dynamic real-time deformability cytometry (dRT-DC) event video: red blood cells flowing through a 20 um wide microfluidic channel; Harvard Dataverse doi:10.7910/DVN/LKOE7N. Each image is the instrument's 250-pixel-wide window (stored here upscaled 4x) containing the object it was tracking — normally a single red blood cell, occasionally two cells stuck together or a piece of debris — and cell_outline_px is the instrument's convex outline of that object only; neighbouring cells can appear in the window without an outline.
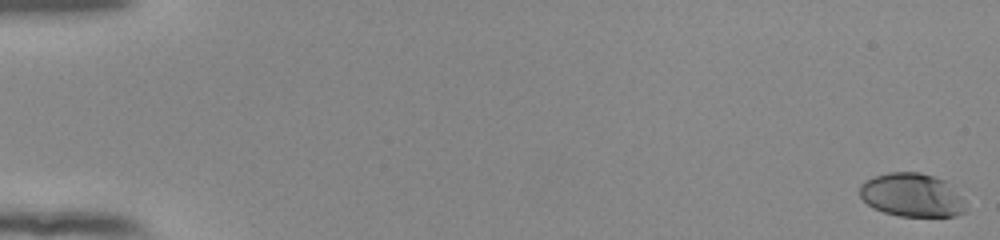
{"species": "human", "species_latin": "Homo sapiens", "temperature_condition": "room temperature", "stored_images_in_passage": 55, "camera_frame_rate_fps": 3000, "um_per_image_px": 0.085, "donor": {"sex": "female"}, "frame": {"image": 1, "passage_image": 1, "time_ms": 0.0, "image_size_px": [1000, 240], "cell_outline_px": [[968, 212], [956, 216], [900, 216], [884, 212], [868, 204], [860, 196], [860, 184], [864, 180], [872, 176], [888, 172], [920, 172], [944, 180], [964, 200]], "centroid_in_image_um": [77.51, 16.58], "position_along_channel_um": 7.5, "area_um2": 26.93}}
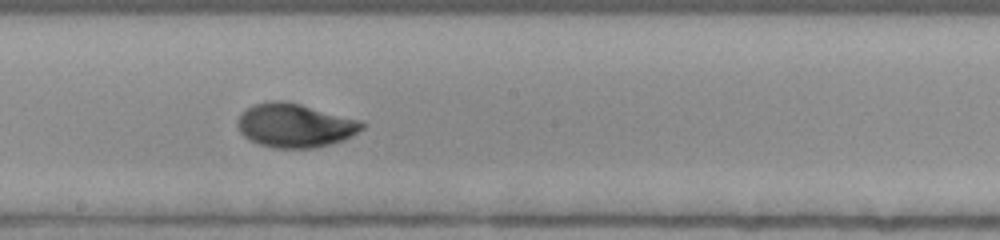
{"frame": {"image": 2, "passage_image": 32, "time_ms": 10.333, "image_size_px": [1000, 240], "cell_outline_px": [[368, 124], [364, 128], [352, 136], [344, 140], [312, 148], [272, 148], [260, 144], [244, 136], [240, 132], [236, 124], [240, 116], [252, 104], [272, 100], [288, 100], [360, 120]], "centroid_in_image_um": [25.1, 10.64], "position_along_channel_um": 223.1, "area_um2": 31.96}}
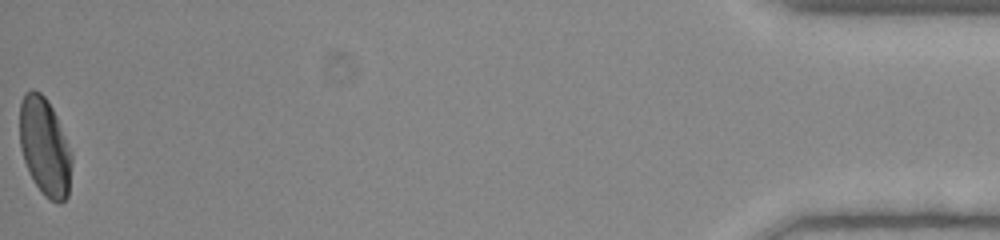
{"frame": {"image": 3, "passage_image": 55, "time_ms": 18.0, "image_size_px": [1000, 240], "cell_outline_px": [[72, 160], [68, 196], [60, 204], [44, 196], [28, 172], [20, 148], [20, 104], [24, 92], [32, 88], [40, 92], [48, 100], [56, 116], [72, 152]], "centroid_in_image_um": [3.8, 12.46], "position_along_channel_um": 431.4, "area_um2": 29.82}, "authors_computed_cell_mechanics": {"area_um2": 30.1716, "velocity_mm_per_s": 3.8997, "shape_relaxation_time_tau1_ms": 5.5402, "shape_relaxation_time_tau2_ms": 0.9385, "deformation_change_tau1": 0.2082, "deformation_change_tau2": 0.0377}}